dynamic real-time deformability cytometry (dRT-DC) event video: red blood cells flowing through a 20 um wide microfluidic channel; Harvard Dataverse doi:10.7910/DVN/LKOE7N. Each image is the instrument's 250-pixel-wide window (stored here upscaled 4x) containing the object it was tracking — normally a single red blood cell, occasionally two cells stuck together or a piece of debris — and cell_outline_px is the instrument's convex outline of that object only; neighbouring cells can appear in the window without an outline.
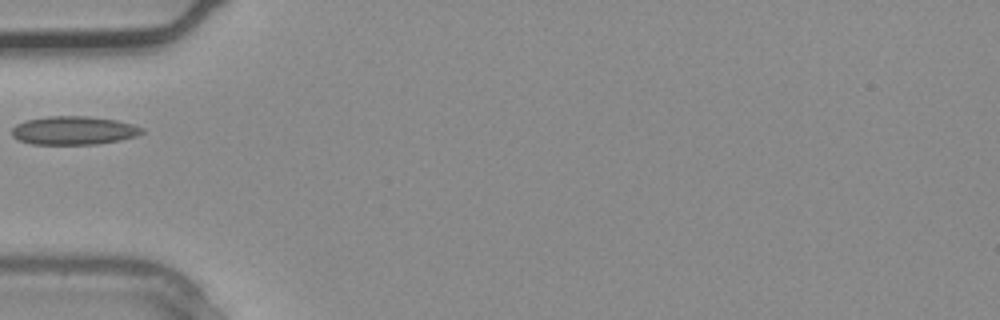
{"species": "common noctule bat (a hibernating species)", "species_latin": "Nyctalus noctula", "temperature_condition": "warm", "stored_images_in_passage": 3, "camera_frame_rate_fps": 3000, "um_per_image_px": 0.085, "animal": {"sex": "male", "body_mass_g": 20.4}, "frame": {"image": 1, "passage_image": 3, "time_ms": 0.667, "image_size_px": [1000, 320], "cell_outline_px": [[144, 132], [136, 136], [120, 140], [96, 144], [32, 144], [16, 140], [12, 136], [12, 128], [16, 124], [24, 120], [48, 116], [88, 116], [116, 120], [132, 124], [144, 128]], "centroid_in_image_um": [6.24, 11.09], "position_along_channel_um": 78.8, "area_um2": 21.73}}